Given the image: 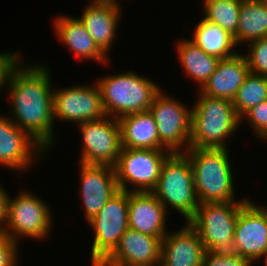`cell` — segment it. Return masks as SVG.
<instances>
[{
    "instance_id": "1",
    "label": "cell",
    "mask_w": 267,
    "mask_h": 266,
    "mask_svg": "<svg viewBox=\"0 0 267 266\" xmlns=\"http://www.w3.org/2000/svg\"><path fill=\"white\" fill-rule=\"evenodd\" d=\"M20 63L22 60L11 69L6 83L13 114L11 120L49 150L55 140L51 74L46 65Z\"/></svg>"
},
{
    "instance_id": "2",
    "label": "cell",
    "mask_w": 267,
    "mask_h": 266,
    "mask_svg": "<svg viewBox=\"0 0 267 266\" xmlns=\"http://www.w3.org/2000/svg\"><path fill=\"white\" fill-rule=\"evenodd\" d=\"M240 123L231 100L199 93L191 108L190 147L227 149V138Z\"/></svg>"
},
{
    "instance_id": "3",
    "label": "cell",
    "mask_w": 267,
    "mask_h": 266,
    "mask_svg": "<svg viewBox=\"0 0 267 266\" xmlns=\"http://www.w3.org/2000/svg\"><path fill=\"white\" fill-rule=\"evenodd\" d=\"M184 154L193 169L200 204L237 201L228 149L189 147Z\"/></svg>"
},
{
    "instance_id": "4",
    "label": "cell",
    "mask_w": 267,
    "mask_h": 266,
    "mask_svg": "<svg viewBox=\"0 0 267 266\" xmlns=\"http://www.w3.org/2000/svg\"><path fill=\"white\" fill-rule=\"evenodd\" d=\"M96 83L106 115L117 119L149 110L161 90L159 84L132 70L97 78Z\"/></svg>"
},
{
    "instance_id": "5",
    "label": "cell",
    "mask_w": 267,
    "mask_h": 266,
    "mask_svg": "<svg viewBox=\"0 0 267 266\" xmlns=\"http://www.w3.org/2000/svg\"><path fill=\"white\" fill-rule=\"evenodd\" d=\"M249 200L199 204L188 223L197 231L206 251L221 257L238 255L234 242L235 226L239 210Z\"/></svg>"
},
{
    "instance_id": "6",
    "label": "cell",
    "mask_w": 267,
    "mask_h": 266,
    "mask_svg": "<svg viewBox=\"0 0 267 266\" xmlns=\"http://www.w3.org/2000/svg\"><path fill=\"white\" fill-rule=\"evenodd\" d=\"M151 192L165 206L167 212L170 205L186 222L195 215L200 203L195 191L193 169L184 153H171L167 157Z\"/></svg>"
},
{
    "instance_id": "7",
    "label": "cell",
    "mask_w": 267,
    "mask_h": 266,
    "mask_svg": "<svg viewBox=\"0 0 267 266\" xmlns=\"http://www.w3.org/2000/svg\"><path fill=\"white\" fill-rule=\"evenodd\" d=\"M47 204L26 190L13 199L9 197L7 221L0 233L18 242L20 237L44 240L53 227L51 208Z\"/></svg>"
},
{
    "instance_id": "8",
    "label": "cell",
    "mask_w": 267,
    "mask_h": 266,
    "mask_svg": "<svg viewBox=\"0 0 267 266\" xmlns=\"http://www.w3.org/2000/svg\"><path fill=\"white\" fill-rule=\"evenodd\" d=\"M128 198L129 192L119 190L99 213L88 221L94 230L90 259L92 266H99L114 251L129 228Z\"/></svg>"
},
{
    "instance_id": "9",
    "label": "cell",
    "mask_w": 267,
    "mask_h": 266,
    "mask_svg": "<svg viewBox=\"0 0 267 266\" xmlns=\"http://www.w3.org/2000/svg\"><path fill=\"white\" fill-rule=\"evenodd\" d=\"M171 152L167 149H129L122 147L114 166L118 187L127 192H151L161 167ZM133 184V188L129 189Z\"/></svg>"
},
{
    "instance_id": "10",
    "label": "cell",
    "mask_w": 267,
    "mask_h": 266,
    "mask_svg": "<svg viewBox=\"0 0 267 266\" xmlns=\"http://www.w3.org/2000/svg\"><path fill=\"white\" fill-rule=\"evenodd\" d=\"M162 92L155 95L149 109L157 125L159 140L171 153H184L190 147L191 109Z\"/></svg>"
},
{
    "instance_id": "11",
    "label": "cell",
    "mask_w": 267,
    "mask_h": 266,
    "mask_svg": "<svg viewBox=\"0 0 267 266\" xmlns=\"http://www.w3.org/2000/svg\"><path fill=\"white\" fill-rule=\"evenodd\" d=\"M77 125L83 140L80 163L114 167L122 150L118 119L106 115Z\"/></svg>"
},
{
    "instance_id": "12",
    "label": "cell",
    "mask_w": 267,
    "mask_h": 266,
    "mask_svg": "<svg viewBox=\"0 0 267 266\" xmlns=\"http://www.w3.org/2000/svg\"><path fill=\"white\" fill-rule=\"evenodd\" d=\"M54 120L76 122L98 120L106 116L96 82L53 90Z\"/></svg>"
},
{
    "instance_id": "13",
    "label": "cell",
    "mask_w": 267,
    "mask_h": 266,
    "mask_svg": "<svg viewBox=\"0 0 267 266\" xmlns=\"http://www.w3.org/2000/svg\"><path fill=\"white\" fill-rule=\"evenodd\" d=\"M234 242L238 255L253 264L267 252V208L248 201L240 210L235 226Z\"/></svg>"
},
{
    "instance_id": "14",
    "label": "cell",
    "mask_w": 267,
    "mask_h": 266,
    "mask_svg": "<svg viewBox=\"0 0 267 266\" xmlns=\"http://www.w3.org/2000/svg\"><path fill=\"white\" fill-rule=\"evenodd\" d=\"M1 114V113H0ZM47 150L29 133L0 115V165L15 171H28ZM40 154V155H39ZM35 159V160H34Z\"/></svg>"
},
{
    "instance_id": "15",
    "label": "cell",
    "mask_w": 267,
    "mask_h": 266,
    "mask_svg": "<svg viewBox=\"0 0 267 266\" xmlns=\"http://www.w3.org/2000/svg\"><path fill=\"white\" fill-rule=\"evenodd\" d=\"M162 239L128 228L99 266H160Z\"/></svg>"
},
{
    "instance_id": "16",
    "label": "cell",
    "mask_w": 267,
    "mask_h": 266,
    "mask_svg": "<svg viewBox=\"0 0 267 266\" xmlns=\"http://www.w3.org/2000/svg\"><path fill=\"white\" fill-rule=\"evenodd\" d=\"M81 186L79 197L84 206L86 222L95 217L120 189L114 167L80 163Z\"/></svg>"
},
{
    "instance_id": "17",
    "label": "cell",
    "mask_w": 267,
    "mask_h": 266,
    "mask_svg": "<svg viewBox=\"0 0 267 266\" xmlns=\"http://www.w3.org/2000/svg\"><path fill=\"white\" fill-rule=\"evenodd\" d=\"M169 231L162 239L160 266H202L206 249L197 231L188 223Z\"/></svg>"
},
{
    "instance_id": "18",
    "label": "cell",
    "mask_w": 267,
    "mask_h": 266,
    "mask_svg": "<svg viewBox=\"0 0 267 266\" xmlns=\"http://www.w3.org/2000/svg\"><path fill=\"white\" fill-rule=\"evenodd\" d=\"M129 228L154 237L167 233V211L152 192H129Z\"/></svg>"
},
{
    "instance_id": "19",
    "label": "cell",
    "mask_w": 267,
    "mask_h": 266,
    "mask_svg": "<svg viewBox=\"0 0 267 266\" xmlns=\"http://www.w3.org/2000/svg\"><path fill=\"white\" fill-rule=\"evenodd\" d=\"M249 73L250 68L244 54L238 53L233 57L221 59L199 92L232 101Z\"/></svg>"
},
{
    "instance_id": "20",
    "label": "cell",
    "mask_w": 267,
    "mask_h": 266,
    "mask_svg": "<svg viewBox=\"0 0 267 266\" xmlns=\"http://www.w3.org/2000/svg\"><path fill=\"white\" fill-rule=\"evenodd\" d=\"M120 8L112 4L91 2L78 17L96 45L107 57L120 23Z\"/></svg>"
},
{
    "instance_id": "21",
    "label": "cell",
    "mask_w": 267,
    "mask_h": 266,
    "mask_svg": "<svg viewBox=\"0 0 267 266\" xmlns=\"http://www.w3.org/2000/svg\"><path fill=\"white\" fill-rule=\"evenodd\" d=\"M54 33L59 40L69 47V51L82 60H93L103 65L110 62L96 45L79 18L75 16H58L53 22ZM85 58V59H84Z\"/></svg>"
},
{
    "instance_id": "22",
    "label": "cell",
    "mask_w": 267,
    "mask_h": 266,
    "mask_svg": "<svg viewBox=\"0 0 267 266\" xmlns=\"http://www.w3.org/2000/svg\"><path fill=\"white\" fill-rule=\"evenodd\" d=\"M122 147L129 149H166L160 142L155 119L149 110L118 119Z\"/></svg>"
},
{
    "instance_id": "23",
    "label": "cell",
    "mask_w": 267,
    "mask_h": 266,
    "mask_svg": "<svg viewBox=\"0 0 267 266\" xmlns=\"http://www.w3.org/2000/svg\"><path fill=\"white\" fill-rule=\"evenodd\" d=\"M176 44L178 60L184 71L199 84V89H201L214 73L221 59L205 53L190 38L182 39Z\"/></svg>"
},
{
    "instance_id": "24",
    "label": "cell",
    "mask_w": 267,
    "mask_h": 266,
    "mask_svg": "<svg viewBox=\"0 0 267 266\" xmlns=\"http://www.w3.org/2000/svg\"><path fill=\"white\" fill-rule=\"evenodd\" d=\"M195 28L190 40L208 55L226 59L238 54L234 52L237 47L234 36L218 24L201 19Z\"/></svg>"
},
{
    "instance_id": "25",
    "label": "cell",
    "mask_w": 267,
    "mask_h": 266,
    "mask_svg": "<svg viewBox=\"0 0 267 266\" xmlns=\"http://www.w3.org/2000/svg\"><path fill=\"white\" fill-rule=\"evenodd\" d=\"M267 37V1L241 0L237 34V45L250 43Z\"/></svg>"
},
{
    "instance_id": "26",
    "label": "cell",
    "mask_w": 267,
    "mask_h": 266,
    "mask_svg": "<svg viewBox=\"0 0 267 266\" xmlns=\"http://www.w3.org/2000/svg\"><path fill=\"white\" fill-rule=\"evenodd\" d=\"M203 19L218 24L236 36L241 0H202Z\"/></svg>"
},
{
    "instance_id": "27",
    "label": "cell",
    "mask_w": 267,
    "mask_h": 266,
    "mask_svg": "<svg viewBox=\"0 0 267 266\" xmlns=\"http://www.w3.org/2000/svg\"><path fill=\"white\" fill-rule=\"evenodd\" d=\"M267 100V77L250 72L232 100L241 118L248 110Z\"/></svg>"
},
{
    "instance_id": "28",
    "label": "cell",
    "mask_w": 267,
    "mask_h": 266,
    "mask_svg": "<svg viewBox=\"0 0 267 266\" xmlns=\"http://www.w3.org/2000/svg\"><path fill=\"white\" fill-rule=\"evenodd\" d=\"M248 45L245 55L250 72L267 77V37L254 40Z\"/></svg>"
},
{
    "instance_id": "29",
    "label": "cell",
    "mask_w": 267,
    "mask_h": 266,
    "mask_svg": "<svg viewBox=\"0 0 267 266\" xmlns=\"http://www.w3.org/2000/svg\"><path fill=\"white\" fill-rule=\"evenodd\" d=\"M245 119L248 120L257 138L267 140V100L248 110L241 117V122Z\"/></svg>"
},
{
    "instance_id": "30",
    "label": "cell",
    "mask_w": 267,
    "mask_h": 266,
    "mask_svg": "<svg viewBox=\"0 0 267 266\" xmlns=\"http://www.w3.org/2000/svg\"><path fill=\"white\" fill-rule=\"evenodd\" d=\"M18 243L0 233V266H18Z\"/></svg>"
},
{
    "instance_id": "31",
    "label": "cell",
    "mask_w": 267,
    "mask_h": 266,
    "mask_svg": "<svg viewBox=\"0 0 267 266\" xmlns=\"http://www.w3.org/2000/svg\"><path fill=\"white\" fill-rule=\"evenodd\" d=\"M254 264L240 256L235 257H221L217 256L211 251H206L202 266H253Z\"/></svg>"
},
{
    "instance_id": "32",
    "label": "cell",
    "mask_w": 267,
    "mask_h": 266,
    "mask_svg": "<svg viewBox=\"0 0 267 266\" xmlns=\"http://www.w3.org/2000/svg\"><path fill=\"white\" fill-rule=\"evenodd\" d=\"M19 55L22 57L21 53L15 51L0 53V94L7 83L9 72L21 60Z\"/></svg>"
},
{
    "instance_id": "33",
    "label": "cell",
    "mask_w": 267,
    "mask_h": 266,
    "mask_svg": "<svg viewBox=\"0 0 267 266\" xmlns=\"http://www.w3.org/2000/svg\"><path fill=\"white\" fill-rule=\"evenodd\" d=\"M9 197L10 195L5 191V188L0 186V232L4 229L7 221Z\"/></svg>"
},
{
    "instance_id": "34",
    "label": "cell",
    "mask_w": 267,
    "mask_h": 266,
    "mask_svg": "<svg viewBox=\"0 0 267 266\" xmlns=\"http://www.w3.org/2000/svg\"><path fill=\"white\" fill-rule=\"evenodd\" d=\"M93 3H103V4H112L120 7V4L117 0H92Z\"/></svg>"
},
{
    "instance_id": "35",
    "label": "cell",
    "mask_w": 267,
    "mask_h": 266,
    "mask_svg": "<svg viewBox=\"0 0 267 266\" xmlns=\"http://www.w3.org/2000/svg\"><path fill=\"white\" fill-rule=\"evenodd\" d=\"M264 257H262V258H264L263 260H264V264H265V266H267V252L263 255Z\"/></svg>"
}]
</instances>
